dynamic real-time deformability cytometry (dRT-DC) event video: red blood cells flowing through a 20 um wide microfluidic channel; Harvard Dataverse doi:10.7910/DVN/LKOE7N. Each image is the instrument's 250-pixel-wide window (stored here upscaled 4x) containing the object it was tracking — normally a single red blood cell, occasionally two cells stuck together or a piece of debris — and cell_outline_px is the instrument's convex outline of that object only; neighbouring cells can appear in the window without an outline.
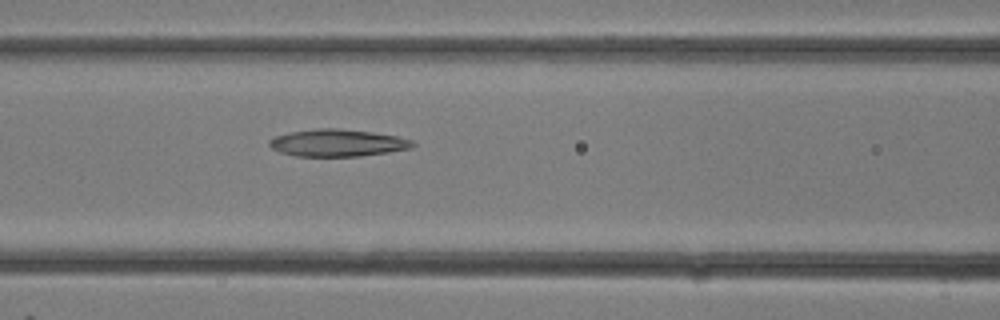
{"species": "common noctule bat (a hibernating species)", "species_latin": "Nyctalus noctula", "temperature_condition": "room temperature", "stored_images_in_passage": 12, "camera_frame_rate_fps": 3000, "um_per_image_px": 0.085, "animal": {"sex": "female"}, "frame": {"image": 1, "passage_image": 12, "time_ms": 3.667, "image_size_px": [1000, 320], "cell_outline_px": [[416, 144], [412, 148], [388, 152], [360, 156], [296, 156], [280, 152], [272, 148], [268, 144], [268, 140], [276, 136], [292, 132], [316, 128], [340, 128], [372, 132], [396, 136], [412, 140]], "centroid_in_image_um": [28.7, 12.14], "position_along_channel_um": 137.9, "area_um2": 22.66}}